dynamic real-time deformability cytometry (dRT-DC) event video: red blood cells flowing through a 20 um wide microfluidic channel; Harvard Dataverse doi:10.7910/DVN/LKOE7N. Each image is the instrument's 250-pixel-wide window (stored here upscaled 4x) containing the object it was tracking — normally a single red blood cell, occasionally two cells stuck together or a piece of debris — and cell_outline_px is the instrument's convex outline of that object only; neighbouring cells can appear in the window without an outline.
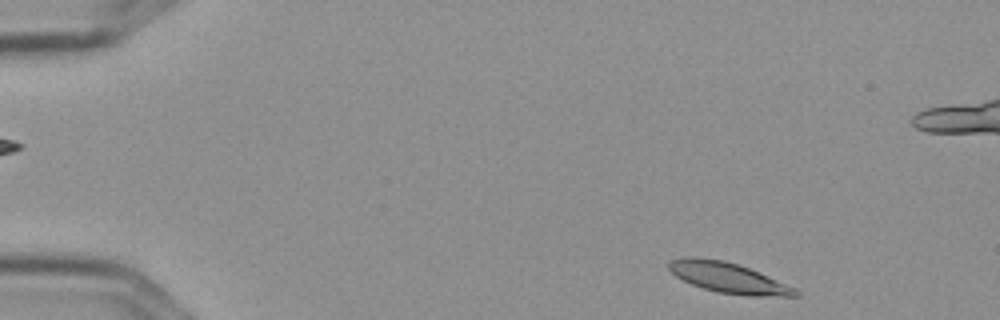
{"species": "Egyptian fruit bat (a non-hibernating species)", "species_latin": "Rousettus aegyptiacus", "temperature_condition": "cold", "stored_images_in_passage": 4, "camera_frame_rate_fps": 3000, "um_per_image_px": 0.085, "frame": {"image": 1, "passage_image": 1, "time_ms": 0.0, "image_size_px": [1000, 320], "cell_outline_px": [[800, 296], [748, 296], [716, 292], [692, 284], [676, 276], [668, 268], [668, 260], [684, 256], [696, 256], [724, 260], [748, 268], [796, 288], [800, 292]], "centroid_in_image_um": [61.87, 23.6], "position_along_channel_um": 23.1, "area_um2": 22.43}}